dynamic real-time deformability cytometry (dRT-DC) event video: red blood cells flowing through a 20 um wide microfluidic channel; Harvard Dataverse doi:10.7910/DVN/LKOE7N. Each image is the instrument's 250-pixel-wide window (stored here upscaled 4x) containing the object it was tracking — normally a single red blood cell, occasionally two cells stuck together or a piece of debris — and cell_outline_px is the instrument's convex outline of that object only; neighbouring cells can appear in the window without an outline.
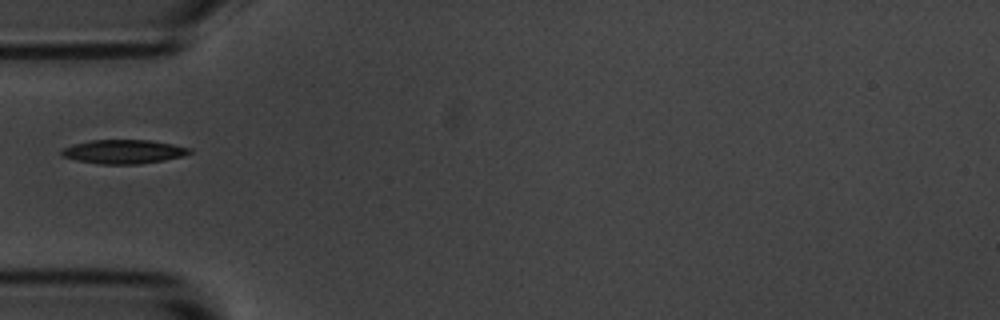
{"species": "common noctule bat (a hibernating species)", "species_latin": "Nyctalus noctula", "temperature_condition": "room temperature", "stored_images_in_passage": 38, "camera_frame_rate_fps": 3000, "um_per_image_px": 0.085, "animal": {"sex": "male", "body_mass_g": 20.1, "forearm_length_mm": 53.5}, "frame": {"image": 1, "passage_image": 1, "time_ms": 0.0, "image_size_px": [1000, 320], "cell_outline_px": [[192, 152], [184, 156], [164, 160], [140, 164], [100, 164], [76, 160], [60, 156], [60, 148], [72, 144], [92, 140], [148, 140], [172, 144], [192, 148]], "centroid_in_image_um": [10.47, 12.89], "position_along_channel_um": 74.5, "area_um2": 18.03}}
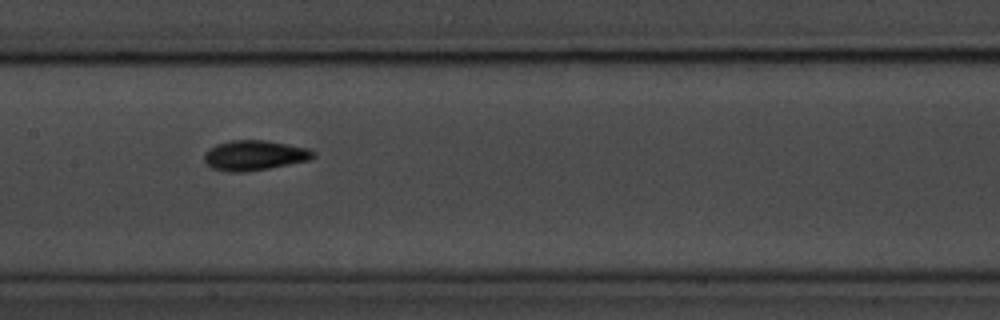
{"frame": {"image": 2, "passage_image": 10, "time_ms": 3.0, "image_size_px": [1000, 320], "cell_outline_px": [[316, 156], [308, 160], [268, 168], [244, 172], [228, 172], [212, 168], [204, 160], [204, 152], [208, 148], [216, 144], [232, 140], [268, 140], [308, 148], [316, 152]], "centroid_in_image_um": [21.61, 13.19], "position_along_channel_um": 185.8, "area_um2": 19.13}}
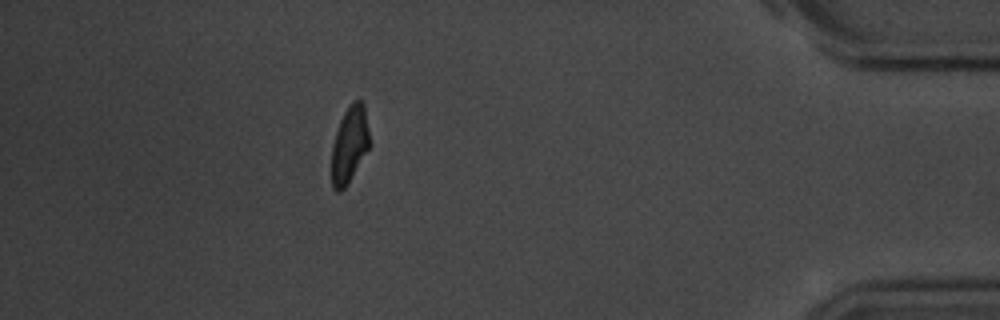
{"frame": {"image": 3, "passage_image": 32, "time_ms": 10.333, "image_size_px": [1000, 320], "cell_outline_px": [[372, 144], [344, 188], [340, 192], [336, 192], [332, 188], [332, 144], [340, 120], [344, 112], [352, 100], [360, 100], [364, 104]], "centroid_in_image_um": [29.73, 12.26], "position_along_channel_um": 405.5, "area_um2": 17.11}}